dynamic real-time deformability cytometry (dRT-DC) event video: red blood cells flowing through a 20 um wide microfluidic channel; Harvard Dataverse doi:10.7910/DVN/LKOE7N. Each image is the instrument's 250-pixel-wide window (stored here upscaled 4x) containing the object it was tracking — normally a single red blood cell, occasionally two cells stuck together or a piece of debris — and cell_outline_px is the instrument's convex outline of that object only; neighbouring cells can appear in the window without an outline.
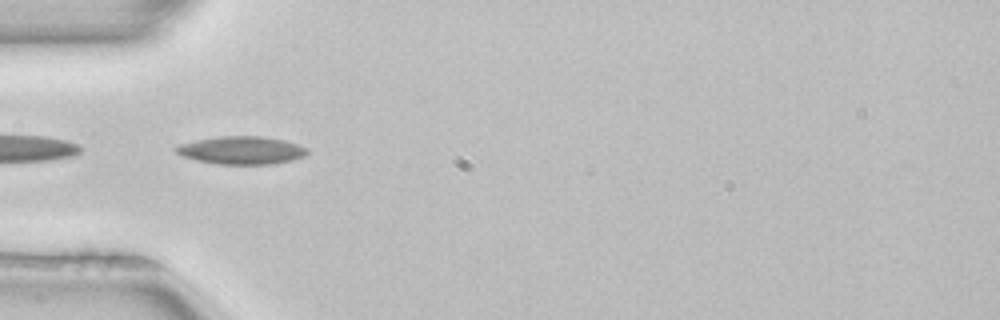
{"species": "common noctule bat (a hibernating species)", "species_latin": "Nyctalus noctula", "temperature_condition": "room temperature", "stored_images_in_passage": 5, "camera_frame_rate_fps": 3000, "um_per_image_px": 0.085, "animal": {"sex": "female", "body_mass_g": 22.7, "forearm_length_mm": 54.2}, "frame": {"image": 1, "passage_image": 3, "time_ms": 0.667, "image_size_px": [1000, 320], "cell_outline_px": [[308, 152], [304, 156], [292, 160], [272, 164], [216, 164], [196, 160], [184, 156], [176, 152], [172, 148], [180, 144], [196, 140], [220, 136], [260, 136], [284, 140], [300, 144], [308, 148]], "centroid_in_image_um": [20.54, 12.77], "position_along_channel_um": 64.5, "area_um2": 21.39}}